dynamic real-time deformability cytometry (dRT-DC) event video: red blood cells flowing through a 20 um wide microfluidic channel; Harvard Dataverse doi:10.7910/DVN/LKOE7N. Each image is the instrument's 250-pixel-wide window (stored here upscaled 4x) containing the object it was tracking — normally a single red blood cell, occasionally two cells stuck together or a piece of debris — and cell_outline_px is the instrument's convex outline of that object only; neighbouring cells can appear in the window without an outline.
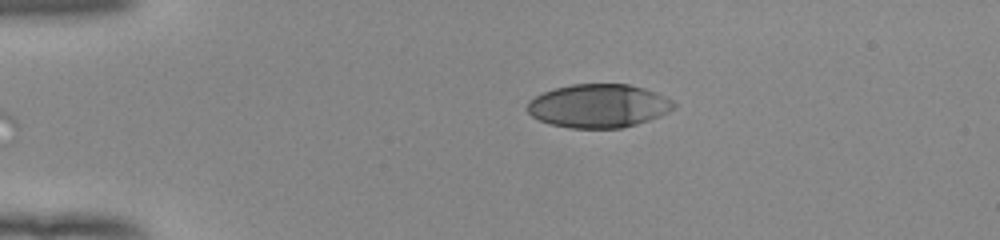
{"species": "human", "species_latin": "Homo sapiens", "temperature_condition": "room temperature", "stored_images_in_passage": 40, "camera_frame_rate_fps": 3000, "um_per_image_px": 0.085, "donor": {"sex": "female"}, "frame": {"image": 1, "passage_image": 1, "time_ms": 0.0, "image_size_px": [1000, 240], "cell_outline_px": [[676, 108], [660, 116], [636, 124], [620, 128], [568, 128], [548, 124], [532, 116], [528, 112], [528, 100], [544, 92], [556, 88], [572, 84], [628, 84], [644, 88], [656, 92], [672, 100], [676, 104]], "centroid_in_image_um": [50.89, 9.0], "position_along_channel_um": 34.1, "area_um2": 37.17}}
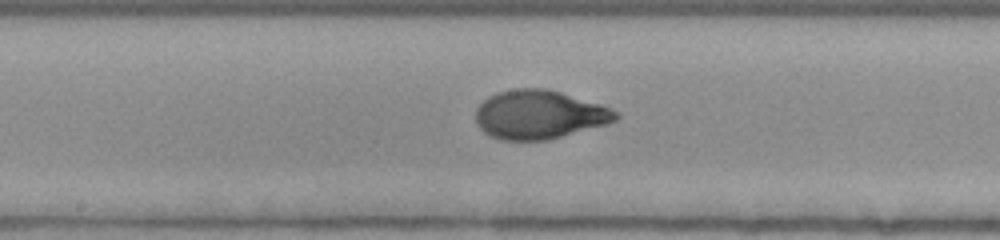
{"frame": {"image": 2, "passage_image": 18, "time_ms": 5.667, "image_size_px": [1000, 240], "cell_outline_px": [[620, 116], [616, 120], [608, 124], [548, 140], [500, 140], [484, 132], [476, 124], [476, 108], [488, 96], [496, 92], [516, 88], [544, 88], [560, 92], [600, 104], [612, 108], [620, 112]], "centroid_in_image_um": [45.85, 9.74], "position_along_channel_um": 202.4, "area_um2": 40.0}}
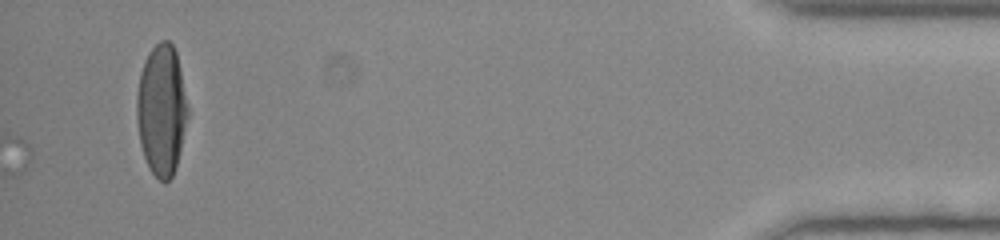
{"frame": {"image": 3, "passage_image": 40, "time_ms": 13.0, "image_size_px": [1000, 240], "cell_outline_px": [[188, 116], [176, 168], [172, 176], [164, 184], [148, 168], [140, 144], [136, 116], [136, 96], [140, 72], [144, 60], [148, 52], [160, 40], [168, 40], [172, 44], [176, 52], [188, 108]], "centroid_in_image_um": [13.71, 9.35], "position_along_channel_um": 421.5, "area_um2": 39.02}, "authors_computed_cell_mechanics": {"area_um2": 38.7838, "velocity_mm_per_s": 3.9516, "shape_relaxation_time_tau1_ms": 3.8502, "shape_relaxation_time_tau2_ms": null, "deformation_change_tau1": 0.2379, "deformation_change_tau2": null}}